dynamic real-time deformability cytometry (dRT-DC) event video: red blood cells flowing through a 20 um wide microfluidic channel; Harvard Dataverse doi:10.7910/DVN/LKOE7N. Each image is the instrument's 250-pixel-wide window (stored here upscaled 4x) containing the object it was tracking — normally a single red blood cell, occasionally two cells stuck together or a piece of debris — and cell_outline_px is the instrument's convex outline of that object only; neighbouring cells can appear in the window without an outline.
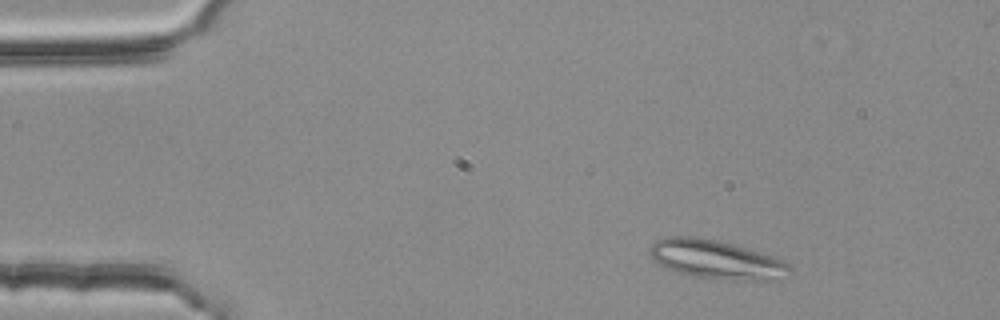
{"species": "common noctule bat (a hibernating species)", "species_latin": "Nyctalus noctula", "temperature_condition": "room temperature", "stored_images_in_passage": 49, "segment_of_instrument_passage": [1, 2], "camera_frame_rate_fps": 3000, "um_per_image_px": 0.085, "animal": {"sex": "female", "body_mass_g": 25.1}, "frame": {"image": 1, "passage_image": 5, "time_ms": 1.333, "image_size_px": [1000, 320], "cell_outline_px": [[792, 268], [768, 280], [736, 280], [696, 276], [676, 272], [664, 268], [652, 260], [648, 252], [648, 248], [656, 240], [668, 236], [692, 236], [716, 240], [732, 244], [760, 252], [772, 256], [788, 264]], "centroid_in_image_um": [60.72, 22.03], "position_along_channel_um": 24.3, "area_um2": 31.04}}